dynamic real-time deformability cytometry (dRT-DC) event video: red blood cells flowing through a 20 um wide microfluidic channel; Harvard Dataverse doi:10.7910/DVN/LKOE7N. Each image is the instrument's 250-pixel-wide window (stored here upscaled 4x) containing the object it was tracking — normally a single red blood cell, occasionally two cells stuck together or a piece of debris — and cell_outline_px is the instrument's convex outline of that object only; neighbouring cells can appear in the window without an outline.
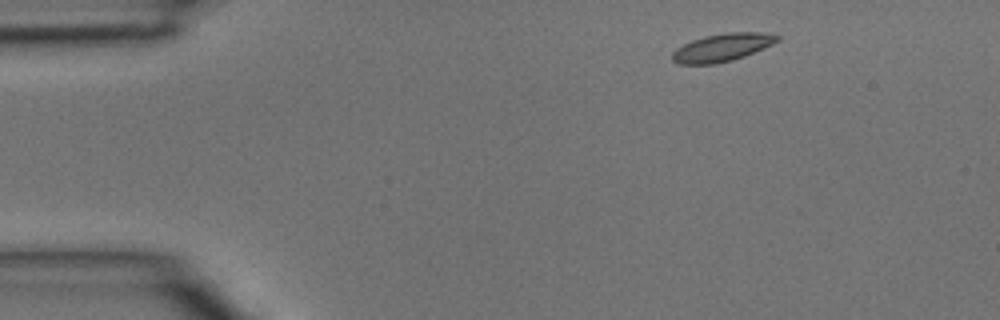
{"species": "common noctule bat (a hibernating species)", "species_latin": "Nyctalus noctula", "temperature_condition": "room temperature", "stored_images_in_passage": 3, "camera_frame_rate_fps": 3000, "um_per_image_px": 0.085, "animal": {"sex": "male", "body_mass_g": 15.6}, "frame": {"image": 1, "passage_image": 1, "time_ms": 0.0, "image_size_px": [1000, 320], "cell_outline_px": [[780, 40], [772, 44], [744, 56], [732, 60], [712, 64], [680, 64], [672, 60], [672, 52], [676, 48], [692, 40], [704, 36], [724, 32], [764, 32], [780, 36]], "centroid_in_image_um": [61.38, 4.02], "position_along_channel_um": 23.6, "area_um2": 16.99}}
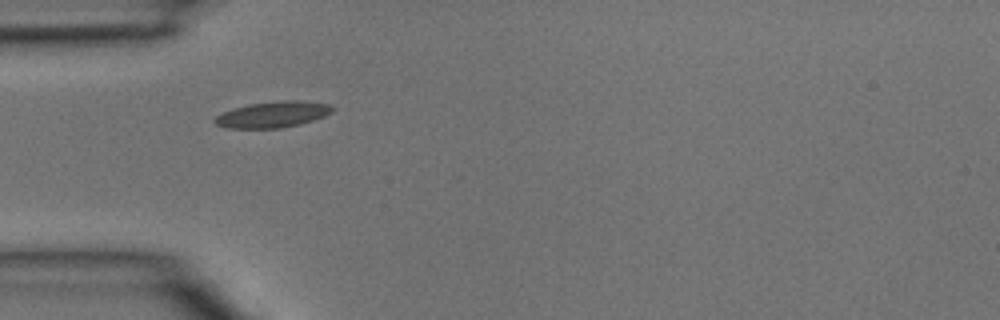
{"frame": {"image": 2, "passage_image": 3, "time_ms": 0.667, "image_size_px": [1000, 320], "cell_outline_px": [[336, 108], [332, 112], [324, 116], [300, 124], [280, 128], [228, 128], [216, 124], [212, 120], [216, 116], [232, 108], [248, 104], [284, 100], [304, 100], [328, 104]], "centroid_in_image_um": [23.2, 9.72], "position_along_channel_um": 61.8, "area_um2": 17.92}}